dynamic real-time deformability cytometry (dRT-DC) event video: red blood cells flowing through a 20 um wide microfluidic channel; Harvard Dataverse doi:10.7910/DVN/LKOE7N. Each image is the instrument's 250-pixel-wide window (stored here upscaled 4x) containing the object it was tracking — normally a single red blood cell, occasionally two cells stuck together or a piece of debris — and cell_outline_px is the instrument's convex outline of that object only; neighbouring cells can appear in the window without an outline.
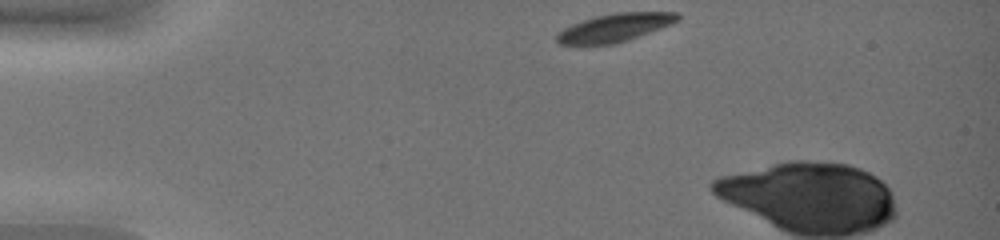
{"species": "common noctule bat (a hibernating species)", "species_latin": "Nyctalus noctula", "temperature_condition": "warm", "stored_images_in_passage": 5, "camera_frame_rate_fps": 3000, "um_per_image_px": 0.085, "animal": {"sex": "female", "body_mass_g": 19.0, "forearm_length_mm": 51.5}, "frame": {"image": 1, "passage_image": 1, "time_ms": 0.0, "image_size_px": [1000, 240], "cell_outline_px": [[680, 16], [676, 20], [660, 28], [612, 44], [560, 44], [556, 40], [556, 36], [564, 28], [572, 24], [596, 16], [616, 12], [676, 12]], "centroid_in_image_um": [52.21, 2.33], "position_along_channel_um": 32.8, "area_um2": 19.07}}